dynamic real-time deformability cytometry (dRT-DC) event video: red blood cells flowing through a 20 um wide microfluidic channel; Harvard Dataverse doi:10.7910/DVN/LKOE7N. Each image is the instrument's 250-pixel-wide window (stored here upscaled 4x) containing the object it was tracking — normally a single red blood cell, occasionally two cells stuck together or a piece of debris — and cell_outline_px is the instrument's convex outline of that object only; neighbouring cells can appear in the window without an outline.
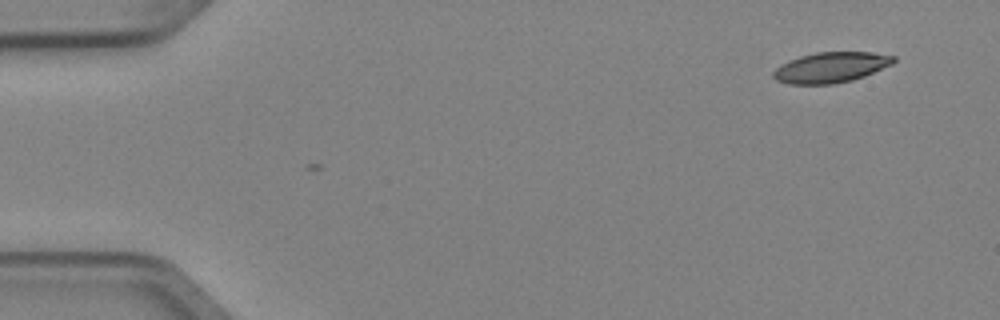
{"species": "Egyptian fruit bat (a non-hibernating species)", "species_latin": "Rousettus aegyptiacus", "temperature_condition": "cold", "stored_images_in_passage": 4, "camera_frame_rate_fps": 3000, "um_per_image_px": 0.085, "animal": {"sex": "female"}, "frame": {"image": 1, "passage_image": 1, "time_ms": 0.0, "image_size_px": [1000, 320], "cell_outline_px": [[896, 60], [892, 64], [864, 76], [852, 80], [832, 84], [788, 84], [776, 80], [772, 76], [772, 72], [780, 64], [788, 60], [800, 56], [816, 52], [872, 52], [896, 56]], "centroid_in_image_um": [70.6, 5.72], "position_along_channel_um": 14.4, "area_um2": 21.44}}